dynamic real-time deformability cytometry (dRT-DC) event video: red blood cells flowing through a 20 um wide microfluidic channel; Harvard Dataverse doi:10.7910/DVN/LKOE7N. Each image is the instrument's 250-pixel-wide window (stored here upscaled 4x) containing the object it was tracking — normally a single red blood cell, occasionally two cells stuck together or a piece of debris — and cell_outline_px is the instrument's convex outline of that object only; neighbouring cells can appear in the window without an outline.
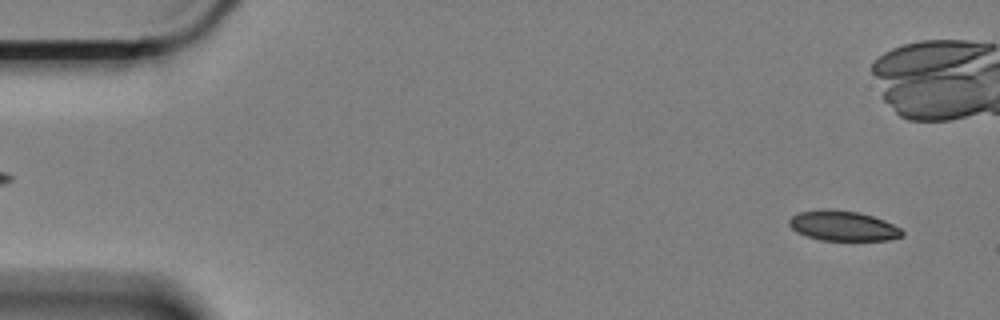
{"species": "Egyptian fruit bat (a non-hibernating species)", "species_latin": "Rousettus aegyptiacus", "temperature_condition": "cold", "stored_images_in_passage": 7, "camera_frame_rate_fps": 3000, "um_per_image_px": 0.085, "animal": {"sex": "female"}, "frame": {"image": 1, "passage_image": 3, "time_ms": 0.667, "image_size_px": [1000, 320], "cell_outline_px": [[904, 236], [888, 240], [820, 240], [796, 232], [788, 224], [788, 220], [792, 216], [800, 212], [828, 208], [856, 212], [872, 216], [884, 220], [900, 228], [904, 232]], "centroid_in_image_um": [71.65, 19.2], "position_along_channel_um": 13.3, "area_um2": 19.71}}